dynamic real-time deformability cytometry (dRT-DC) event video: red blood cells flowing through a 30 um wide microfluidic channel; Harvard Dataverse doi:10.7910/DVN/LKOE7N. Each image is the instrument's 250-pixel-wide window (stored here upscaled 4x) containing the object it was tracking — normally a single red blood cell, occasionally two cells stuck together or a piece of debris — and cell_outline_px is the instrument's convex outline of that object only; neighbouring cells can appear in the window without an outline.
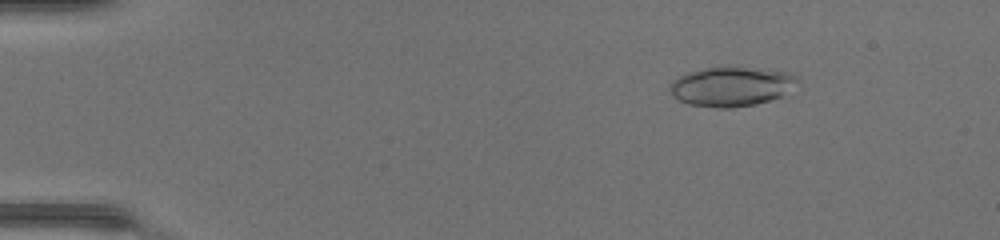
{"species": "common noctule bat (a hibernating species)", "species_latin": "Nyctalus noctula", "temperature_condition": "warm", "stored_images_in_passage": 48, "camera_frame_rate_fps": 3000, "um_per_image_px": 0.085, "animal": {"sex": "female", "body_mass_g": 17.0, "forearm_length_mm": 48.0}, "frame": {"image": 1, "passage_image": 7, "time_ms": 2.0, "image_size_px": [1000, 240], "cell_outline_px": [[800, 80], [784, 96], [756, 104], [732, 108], [716, 108], [688, 104], [672, 96], [668, 88], [668, 84], [672, 80], [688, 72], [716, 64], [728, 64], [768, 68], [792, 72]], "centroid_in_image_um": [62.19, 7.29], "position_along_channel_um": 22.8, "area_um2": 30.87}}
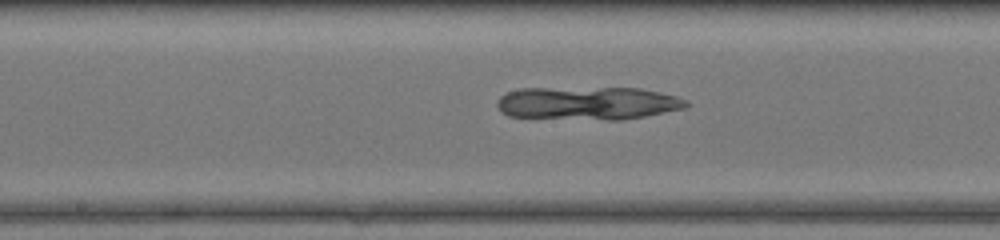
{"frame": {"image": 2, "passage_image": 26, "time_ms": 8.333, "image_size_px": [1000, 240], "cell_outline_px": [[688, 104], [684, 108], [644, 116], [620, 120], [608, 120], [508, 116], [500, 112], [496, 104], [496, 100], [500, 96], [508, 92], [520, 88], [640, 88], [660, 92], [676, 96], [688, 100]], "centroid_in_image_um": [49.93, 8.77], "position_along_channel_um": 198.3, "area_um2": 36.53}}
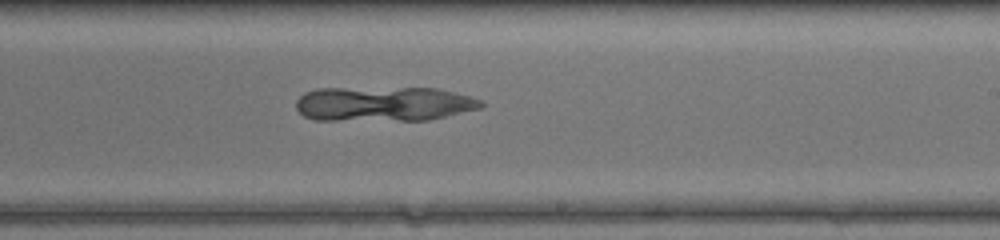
{"frame": {"image": 3, "passage_image": 30, "time_ms": 9.667, "image_size_px": [1000, 240], "cell_outline_px": [[484, 104], [480, 108], [428, 120], [312, 120], [304, 116], [296, 108], [296, 100], [304, 92], [316, 88], [436, 88], [484, 100]], "centroid_in_image_um": [32.57, 8.83], "position_along_channel_um": 256.4, "area_um2": 37.51}}